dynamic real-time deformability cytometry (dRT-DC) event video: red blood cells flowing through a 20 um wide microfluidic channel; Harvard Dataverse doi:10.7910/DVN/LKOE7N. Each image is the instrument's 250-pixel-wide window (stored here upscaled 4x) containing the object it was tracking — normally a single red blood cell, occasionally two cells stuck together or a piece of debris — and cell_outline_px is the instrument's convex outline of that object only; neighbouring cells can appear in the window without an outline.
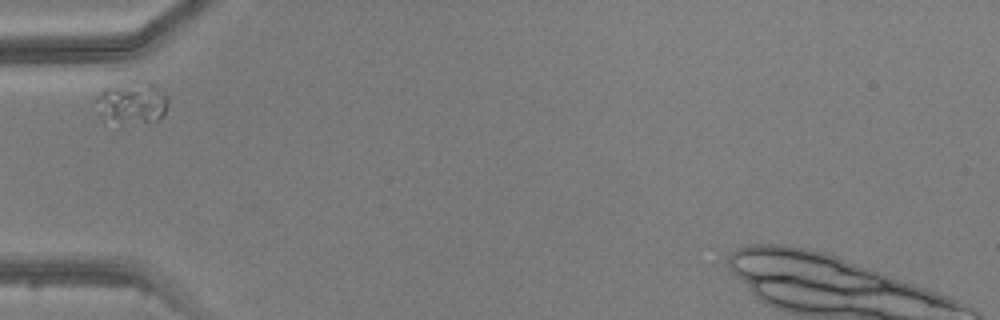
{"species": "common noctule bat (a hibernating species)", "species_latin": "Nyctalus noctula", "temperature_condition": "warm", "stored_images_in_passage": 1, "camera_frame_rate_fps": 3000, "um_per_image_px": 0.085, "animal": {"sex": "male", "body_mass_g": 20.5, "forearm_length_mm": 52.5}, "frame": {"image": 1, "passage_image": 1, "time_ms": 0.0, "image_size_px": [1000, 320], "cell_outline_px": [[168, 104], [160, 120], [148, 124], [100, 120], [96, 100], [96, 96], [104, 88], [132, 80], [148, 80], [168, 100]], "centroid_in_image_um": [11.19, 8.74], "position_along_channel_um": 73.8, "area_um2": 17.98}}